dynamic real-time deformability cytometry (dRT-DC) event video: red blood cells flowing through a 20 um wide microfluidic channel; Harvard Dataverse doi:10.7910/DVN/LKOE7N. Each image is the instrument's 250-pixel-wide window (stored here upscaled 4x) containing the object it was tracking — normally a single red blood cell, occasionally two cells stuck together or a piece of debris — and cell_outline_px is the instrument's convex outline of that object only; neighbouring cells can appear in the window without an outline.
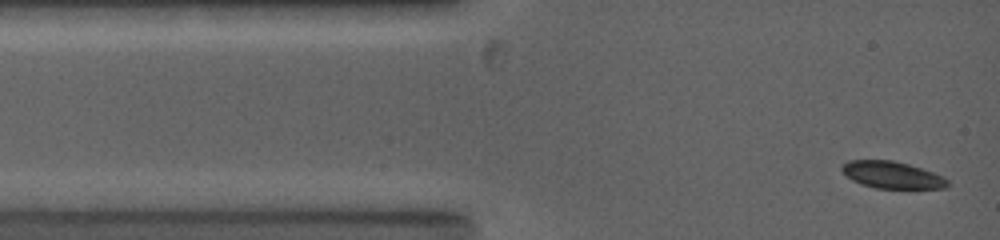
{"species": "common noctule bat (a hibernating species)", "species_latin": "Nyctalus noctula", "temperature_condition": "warm", "stored_images_in_passage": 35, "camera_frame_rate_fps": 5000, "um_per_image_px": 0.085, "animal": {"sex": "female", "body_mass_g": 19.0, "forearm_length_mm": 53.3}, "frame": {"image": 1, "passage_image": 1, "time_ms": 0.0, "image_size_px": [1000, 240], "cell_outline_px": [[948, 188], [876, 188], [860, 184], [852, 180], [840, 168], [848, 160], [892, 160], [908, 164], [944, 176], [948, 180]], "centroid_in_image_um": [75.83, 14.87], "position_along_channel_um": 9.2, "area_um2": 16.47}}
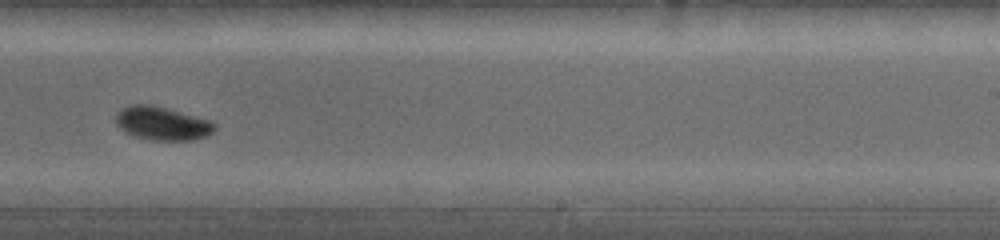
{"frame": {"image": 2, "passage_image": 20, "time_ms": 7.8, "image_size_px": [1000, 240], "cell_outline_px": [[216, 128], [208, 136], [192, 140], [152, 140], [132, 136], [124, 132], [116, 124], [116, 112], [132, 104], [152, 104], [212, 120], [216, 124]], "centroid_in_image_um": [13.8, 10.49], "position_along_channel_um": 275.2, "area_um2": 19.54}}
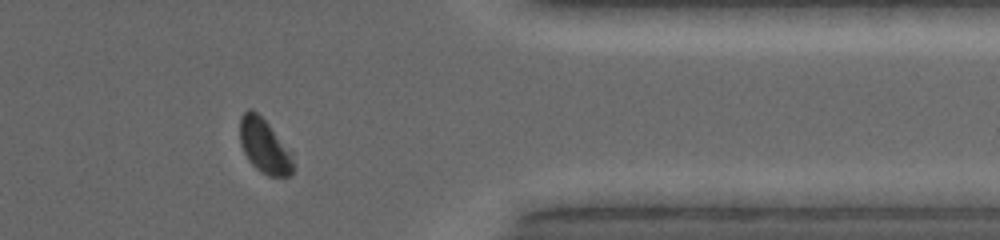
{"frame": {"image": 3, "passage_image": 29, "time_ms": 11.0, "image_size_px": [1000, 240], "cell_outline_px": [[296, 168], [288, 176], [268, 176], [256, 168], [248, 160], [240, 144], [240, 116], [248, 108], [252, 108], [268, 124], [288, 152]], "centroid_in_image_um": [22.42, 12.42], "position_along_channel_um": 389.0, "area_um2": 16.36}, "authors_computed_cell_mechanics": {"area_um2": 18.5538, "velocity_mm_per_s": 3.996, "shape_relaxation_time_tau1_ms": 2.9426, "shape_relaxation_time_tau2_ms": null, "deformation_change_tau1": 0.0962, "deformation_change_tau2": null}}